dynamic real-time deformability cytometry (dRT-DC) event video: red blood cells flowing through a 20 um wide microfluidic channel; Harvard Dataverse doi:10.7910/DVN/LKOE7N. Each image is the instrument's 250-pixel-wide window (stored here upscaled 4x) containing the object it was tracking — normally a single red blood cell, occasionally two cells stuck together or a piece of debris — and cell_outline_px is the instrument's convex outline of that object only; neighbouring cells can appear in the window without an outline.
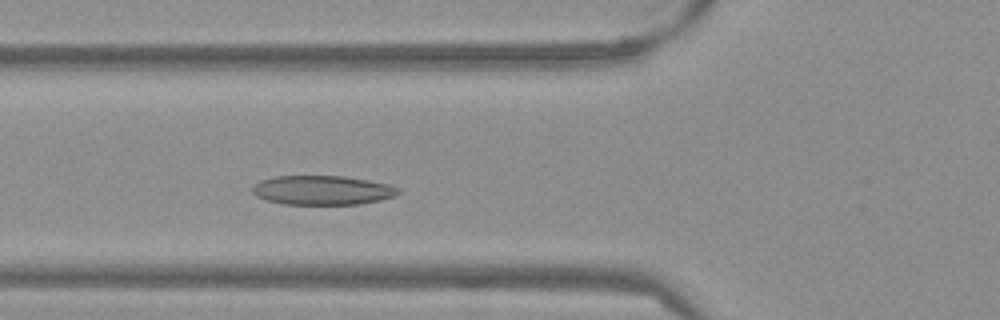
{"species": "Egyptian fruit bat (a non-hibernating species)", "species_latin": "Rousettus aegyptiacus", "temperature_condition": "warm", "stored_images_in_passage": 48, "camera_frame_rate_fps": 3000, "um_per_image_px": 0.085, "frame": {"image": 1, "passage_image": 14, "time_ms": 4.333, "image_size_px": [1000, 320], "cell_outline_px": [[400, 192], [396, 196], [380, 200], [360, 204], [284, 204], [268, 200], [256, 196], [252, 192], [252, 188], [260, 180], [272, 176], [344, 176], [368, 180], [388, 184], [400, 188]], "centroid_in_image_um": [27.42, 16.16], "position_along_channel_um": 98.4, "area_um2": 24.91}}
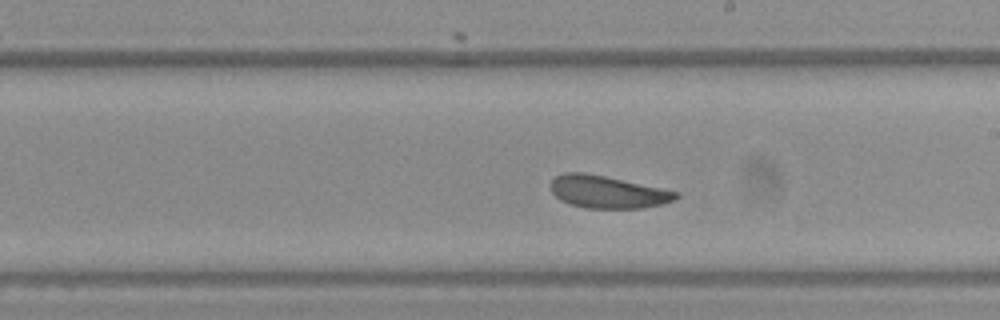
{"frame": {"image": 2, "passage_image": 25, "time_ms": 8.0, "image_size_px": [1000, 320], "cell_outline_px": [[680, 196], [664, 204], [644, 208], [584, 208], [560, 200], [552, 192], [552, 180], [556, 176], [564, 172], [584, 172], [604, 176], [680, 192]], "centroid_in_image_um": [51.66, 16.32], "position_along_channel_um": 237.3, "area_um2": 23.52}}
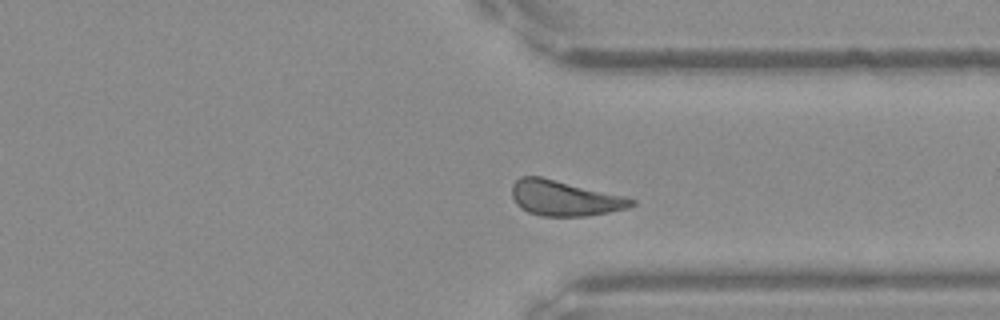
{"frame": {"image": 3, "passage_image": 35, "time_ms": 11.333, "image_size_px": [1000, 320], "cell_outline_px": [[636, 204], [628, 208], [608, 212], [584, 216], [540, 216], [528, 212], [520, 208], [516, 204], [512, 196], [512, 184], [520, 176], [540, 176], [624, 196], [636, 200]], "centroid_in_image_um": [47.96, 16.84], "position_along_channel_um": 363.4, "area_um2": 24.57}, "authors_computed_cell_mechanics": {"area_um2": 24.5361, "velocity_mm_per_s": 3.7791, "shape_relaxation_time_tau1_ms": 4.1596, "shape_relaxation_time_tau2_ms": 2.9834, "deformation_change_tau1": 0.1026, "deformation_change_tau2": 0.1071}}